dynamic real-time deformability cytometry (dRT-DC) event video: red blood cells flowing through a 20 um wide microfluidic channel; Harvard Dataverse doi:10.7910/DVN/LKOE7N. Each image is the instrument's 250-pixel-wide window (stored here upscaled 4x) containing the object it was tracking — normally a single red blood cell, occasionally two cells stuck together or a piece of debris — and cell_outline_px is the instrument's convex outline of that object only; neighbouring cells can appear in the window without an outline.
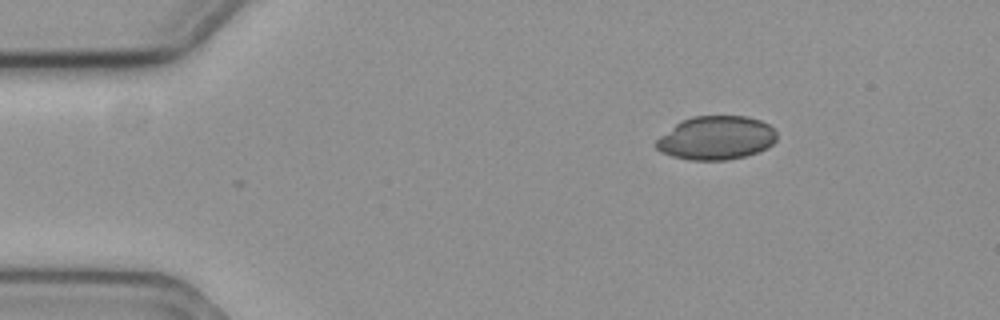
{"species": "common noctule bat (a hibernating species)", "species_latin": "Nyctalus noctula", "temperature_condition": "cold", "stored_images_in_passage": 2, "camera_frame_rate_fps": 3000, "um_per_image_px": 0.085, "animal": {"sex": "female", "body_mass_g": 19.3, "forearm_length_mm": 54.1}, "frame": {"image": 1, "passage_image": 1, "time_ms": 0.0, "image_size_px": [1000, 320], "cell_outline_px": [[776, 140], [768, 148], [760, 152], [728, 160], [688, 160], [672, 156], [660, 152], [656, 148], [656, 140], [660, 136], [680, 120], [692, 116], [744, 116], [760, 120], [768, 124], [776, 132]], "centroid_in_image_um": [60.87, 11.73], "position_along_channel_um": 24.1, "area_um2": 30.87}}